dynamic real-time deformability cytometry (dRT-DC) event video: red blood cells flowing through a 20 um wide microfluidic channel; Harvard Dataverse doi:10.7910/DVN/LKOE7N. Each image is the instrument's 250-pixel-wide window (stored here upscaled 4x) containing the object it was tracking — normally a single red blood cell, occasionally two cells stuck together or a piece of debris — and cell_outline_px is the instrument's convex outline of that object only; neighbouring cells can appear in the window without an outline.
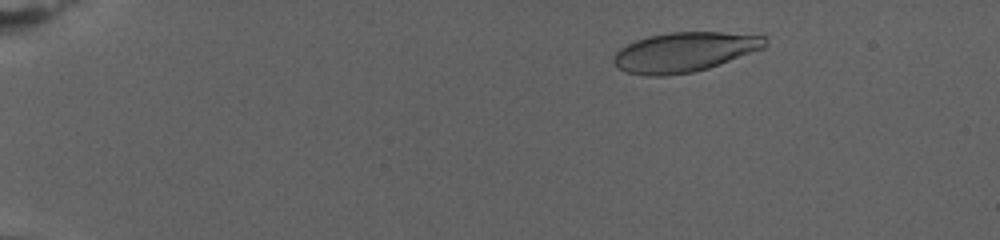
{"species": "human", "species_latin": "Homo sapiens", "temperature_condition": "warm", "stored_images_in_passage": 76, "camera_frame_rate_fps": 3000, "um_per_image_px": 0.085, "donor": {"sex": "female"}, "frame": {"image": 1, "passage_image": 11, "time_ms": 3.333, "image_size_px": [1000, 240], "cell_outline_px": [[768, 44], [764, 48], [720, 64], [708, 68], [692, 72], [664, 76], [648, 76], [624, 72], [616, 68], [612, 60], [612, 56], [620, 48], [636, 40], [648, 36], [672, 32], [720, 32], [764, 36]], "centroid_in_image_um": [58.13, 4.43], "position_along_channel_um": 26.9, "area_um2": 35.08}}
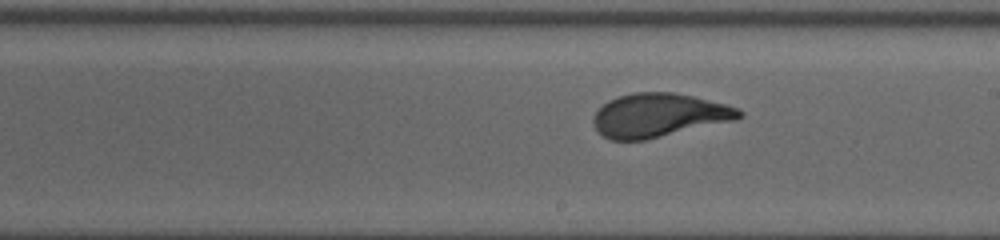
{"frame": {"image": 2, "passage_image": 46, "time_ms": 15.0, "image_size_px": [1000, 240], "cell_outline_px": [[744, 116], [736, 120], [644, 140], [612, 140], [604, 136], [596, 128], [592, 120], [592, 116], [608, 100], [632, 92], [672, 92], [692, 96], [728, 104], [740, 108], [744, 112]], "centroid_in_image_um": [56.05, 9.79], "position_along_channel_um": 233.0, "area_um2": 37.11}}
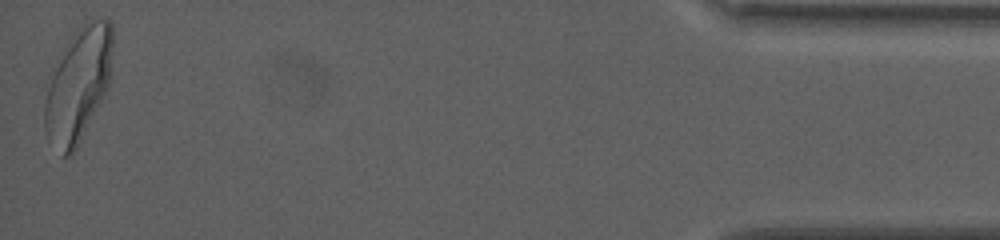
{"frame": {"image": 3, "passage_image": 76, "time_ms": 25.0, "image_size_px": [1000, 240], "cell_outline_px": [[112, 48], [108, 88], [72, 156], [60, 156], [48, 136], [44, 128], [44, 100], [52, 68], [60, 52], [72, 32], [84, 24], [100, 16], [108, 20], [112, 24]], "centroid_in_image_um": [6.62, 7.17], "position_along_channel_um": 428.6, "area_um2": 45.32}, "authors_computed_cell_mechanics": {"area_um2": 36.703, "velocity_mm_per_s": 2.7241, "shape_relaxation_time_tau1_ms": 6.0096, "shape_relaxation_time_tau2_ms": null, "deformation_change_tau1": 0.2175, "deformation_change_tau2": null}}